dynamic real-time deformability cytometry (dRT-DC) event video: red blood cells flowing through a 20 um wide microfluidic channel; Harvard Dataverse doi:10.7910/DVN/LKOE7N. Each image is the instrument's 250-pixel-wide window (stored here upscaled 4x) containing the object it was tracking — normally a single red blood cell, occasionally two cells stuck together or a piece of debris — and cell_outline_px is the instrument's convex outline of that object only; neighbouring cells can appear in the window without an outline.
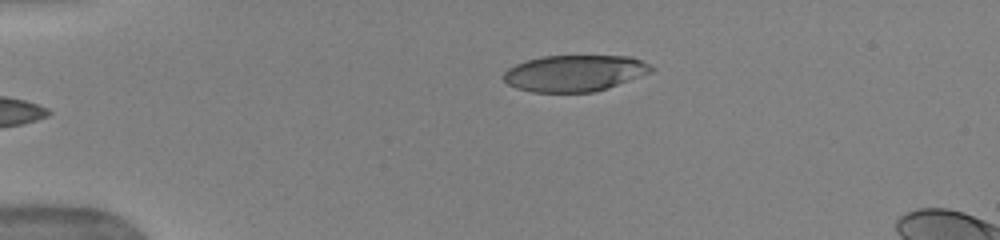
{"species": "human", "species_latin": "Homo sapiens", "temperature_condition": "warm", "stored_images_in_passage": 34, "camera_frame_rate_fps": 3000, "um_per_image_px": 0.085, "donor": {"sex": "female"}, "frame": {"image": 1, "passage_image": 1, "time_ms": 0.0, "image_size_px": [1000, 240], "cell_outline_px": [[656, 68], [652, 72], [592, 92], [532, 92], [516, 88], [508, 84], [504, 80], [504, 72], [508, 68], [516, 64], [540, 56], [632, 56]], "centroid_in_image_um": [48.82, 6.21], "position_along_channel_um": 36.2, "area_um2": 30.98}}
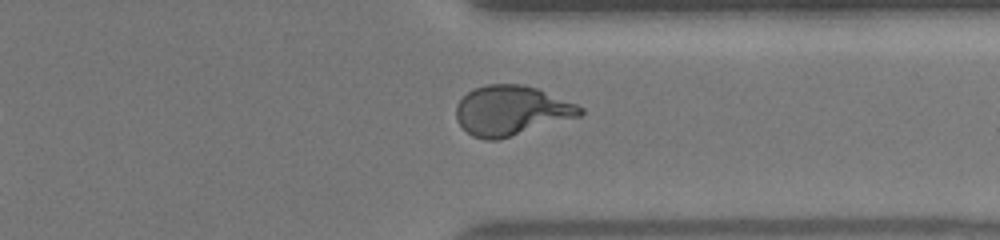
{"frame": {"image": 2, "passage_image": 30, "time_ms": 9.667, "image_size_px": [1000, 240], "cell_outline_px": [[584, 112], [580, 116], [496, 140], [484, 140], [472, 136], [456, 120], [456, 104], [468, 92], [476, 88], [488, 84], [524, 84], [536, 88], [576, 104], [584, 108]], "centroid_in_image_um": [43.45, 9.39], "position_along_channel_um": 368.0, "area_um2": 35.55}}
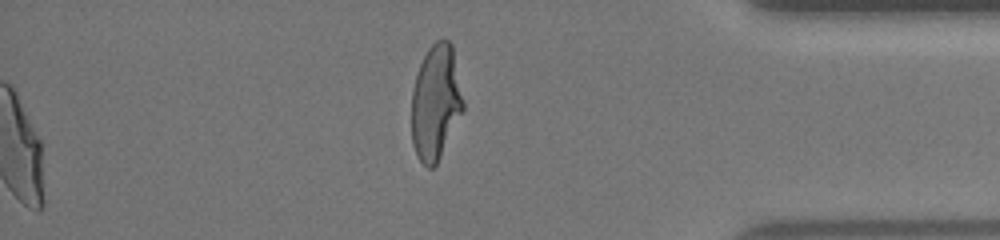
{"frame": {"image": 3, "passage_image": 34, "time_ms": 11.0, "image_size_px": [1000, 240], "cell_outline_px": [[464, 108], [436, 164], [432, 168], [428, 168], [416, 156], [412, 144], [412, 88], [420, 64], [428, 48], [436, 40], [448, 40], [452, 44], [464, 104]], "centroid_in_image_um": [37.02, 8.69], "position_along_channel_um": 398.2, "area_um2": 34.28}, "authors_computed_cell_mechanics": {"area_um2": 35.0268, "velocity_mm_per_s": 3.9552, "shape_relaxation_time_tau1_ms": 3.9286, "shape_relaxation_time_tau2_ms": null, "deformation_change_tau1": 0.2346, "deformation_change_tau2": null}}